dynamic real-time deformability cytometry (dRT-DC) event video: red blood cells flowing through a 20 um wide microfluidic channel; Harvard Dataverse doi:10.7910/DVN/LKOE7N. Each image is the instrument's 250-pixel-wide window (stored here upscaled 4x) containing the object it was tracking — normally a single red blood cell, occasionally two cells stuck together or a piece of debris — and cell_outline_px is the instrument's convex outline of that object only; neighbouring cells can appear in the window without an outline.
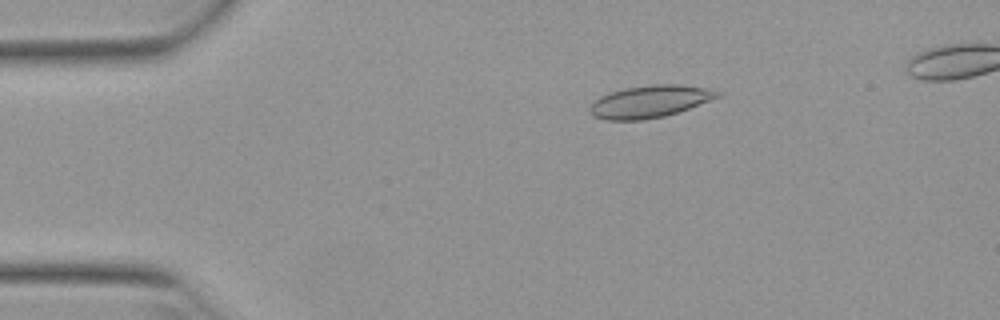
{"species": "Egyptian fruit bat (a non-hibernating species)", "species_latin": "Rousettus aegyptiacus", "temperature_condition": "warm", "stored_images_in_passage": 15, "camera_frame_rate_fps": 3000, "um_per_image_px": 0.085, "animal": {"sex": "female"}, "frame": {"image": 1, "passage_image": 9, "time_ms": 2.667, "image_size_px": [1000, 320], "cell_outline_px": [[724, 96], [664, 116], [644, 120], [604, 120], [592, 116], [588, 108], [600, 96], [624, 88], [652, 84], [680, 84], [704, 88], [724, 92]], "centroid_in_image_um": [55.25, 8.63], "position_along_channel_um": 29.7, "area_um2": 24.04}}